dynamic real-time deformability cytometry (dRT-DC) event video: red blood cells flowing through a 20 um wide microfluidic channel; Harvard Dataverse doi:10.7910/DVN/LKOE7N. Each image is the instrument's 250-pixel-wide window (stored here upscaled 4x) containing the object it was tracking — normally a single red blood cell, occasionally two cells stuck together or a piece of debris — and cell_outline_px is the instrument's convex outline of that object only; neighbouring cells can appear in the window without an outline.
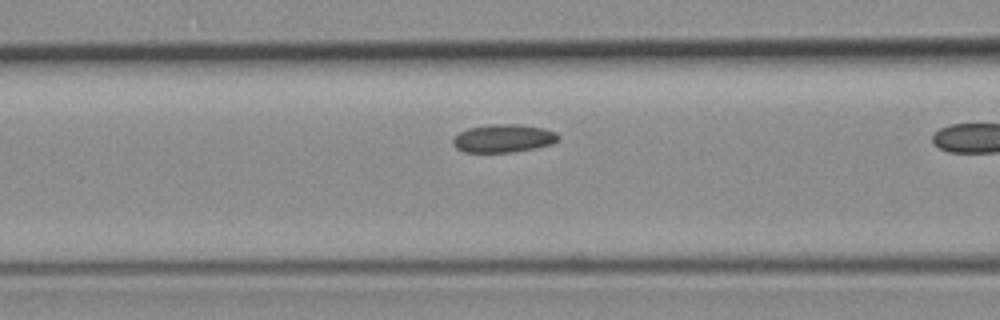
{"species": "common noctule bat (a hibernating species)", "species_latin": "Nyctalus noctula", "temperature_condition": "room temperature", "stored_images_in_passage": 23, "camera_frame_rate_fps": 3000, "um_per_image_px": 0.085, "animal": {"sex": "female", "body_mass_g": 19.3, "forearm_length_mm": 54.1}, "frame": {"image": 1, "passage_image": 18, "time_ms": 5.667, "image_size_px": [1000, 320], "cell_outline_px": [[560, 140], [552, 144], [512, 152], [464, 152], [456, 148], [452, 144], [452, 140], [460, 132], [468, 128], [488, 124], [520, 124], [544, 128], [556, 132], [560, 136]], "centroid_in_image_um": [42.8, 11.75], "position_along_channel_um": 123.8, "area_um2": 17.34}}
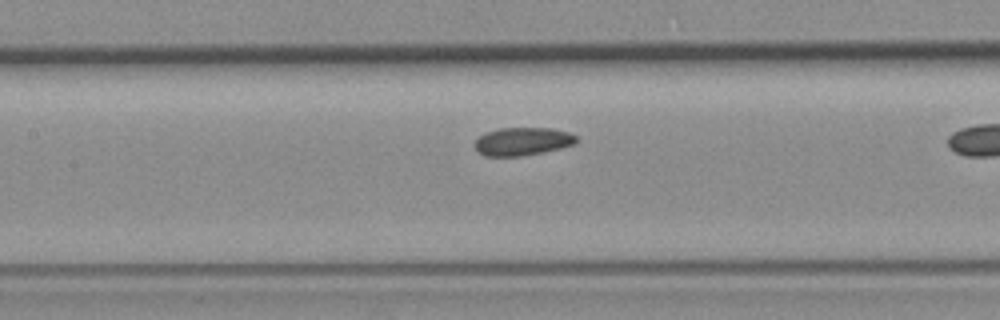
{"frame": {"image": 2, "passage_image": 21, "time_ms": 6.667, "image_size_px": [1000, 320], "cell_outline_px": [[576, 144], [544, 152], [520, 156], [484, 156], [476, 148], [476, 140], [484, 132], [500, 128], [552, 128], [568, 132], [576, 136]], "centroid_in_image_um": [44.43, 12.01], "position_along_channel_um": 163.0, "area_um2": 16.53}}